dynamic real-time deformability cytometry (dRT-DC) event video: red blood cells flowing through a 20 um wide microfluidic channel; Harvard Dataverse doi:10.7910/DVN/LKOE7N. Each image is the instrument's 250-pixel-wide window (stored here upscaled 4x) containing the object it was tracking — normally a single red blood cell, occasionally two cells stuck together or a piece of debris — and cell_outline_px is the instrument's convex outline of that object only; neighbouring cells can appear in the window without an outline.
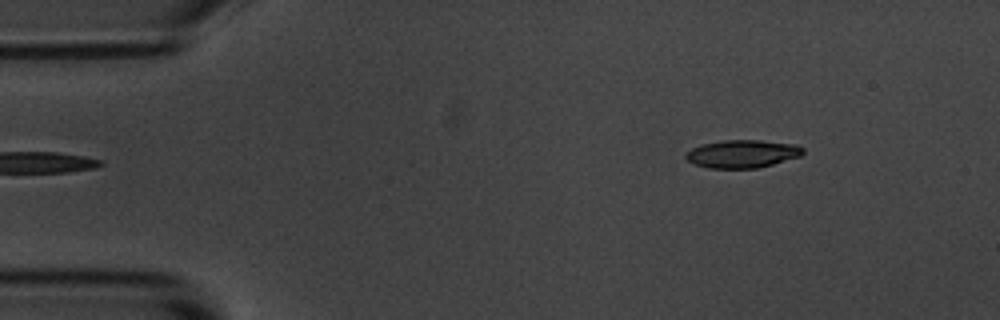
{"species": "common noctule bat (a hibernating species)", "species_latin": "Nyctalus noctula", "temperature_condition": "room temperature", "stored_images_in_passage": 4, "camera_frame_rate_fps": 3000, "um_per_image_px": 0.085, "animal": {"sex": "male", "body_mass_g": 20.1, "forearm_length_mm": 53.5}, "frame": {"image": 1, "passage_image": 4, "time_ms": 4.333, "image_size_px": [1000, 320], "cell_outline_px": [[804, 152], [800, 156], [772, 164], [756, 168], [708, 168], [696, 164], [688, 160], [684, 156], [692, 148], [704, 144], [720, 140], [760, 140], [796, 144], [804, 148]], "centroid_in_image_um": [63.12, 13.06], "position_along_channel_um": 21.9, "area_um2": 18.9}}